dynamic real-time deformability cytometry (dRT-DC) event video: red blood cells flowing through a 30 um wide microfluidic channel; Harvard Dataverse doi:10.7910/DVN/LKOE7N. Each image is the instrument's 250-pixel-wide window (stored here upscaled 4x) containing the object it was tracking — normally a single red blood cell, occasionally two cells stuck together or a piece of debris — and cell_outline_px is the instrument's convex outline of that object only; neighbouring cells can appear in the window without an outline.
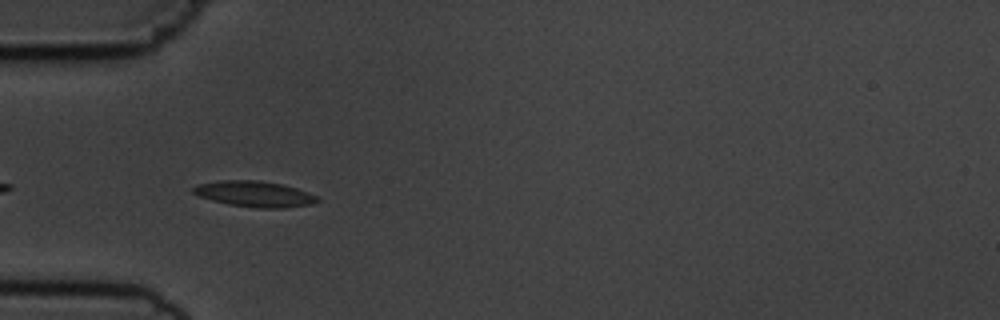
{"species": "common noctule bat (a hibernating species)", "species_latin": "Nyctalus noctula", "temperature_condition": "cold", "stored_images_in_passage": 6, "camera_frame_rate_fps": 3000, "um_per_image_px": 0.085, "animal": {"sex": "male", "body_mass_g": 19.5, "forearm_length_mm": 54.6}, "frame": {"image": 1, "passage_image": 6, "time_ms": 5.667, "image_size_px": [1000, 320], "cell_outline_px": [[320, 200], [312, 204], [284, 208], [256, 208], [228, 204], [212, 200], [200, 196], [192, 192], [192, 188], [196, 184], [220, 180], [260, 180], [280, 184], [296, 188], [320, 196]], "centroid_in_image_um": [21.65, 16.48], "position_along_channel_um": 63.3, "area_um2": 18.79}}